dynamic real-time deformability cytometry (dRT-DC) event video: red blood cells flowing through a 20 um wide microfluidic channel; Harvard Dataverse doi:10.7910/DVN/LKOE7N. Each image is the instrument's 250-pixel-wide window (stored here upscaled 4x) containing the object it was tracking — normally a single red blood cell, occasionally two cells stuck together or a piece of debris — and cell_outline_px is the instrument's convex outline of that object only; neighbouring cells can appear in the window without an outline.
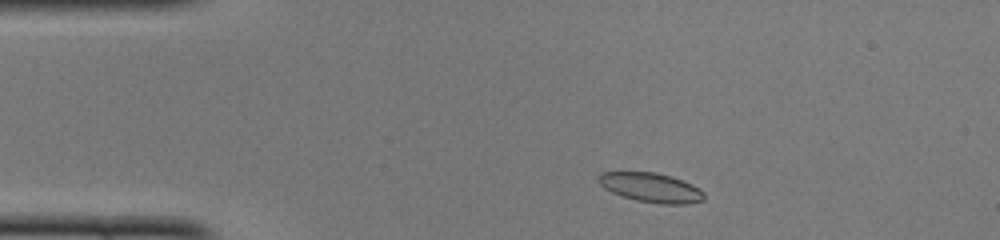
{"species": "common noctule bat (a hibernating species)", "species_latin": "Nyctalus noctula", "temperature_condition": "cold", "stored_images_in_passage": 42, "camera_frame_rate_fps": 3000, "um_per_image_px": 0.085, "animal": {"sex": "female", "body_mass_g": 22.0, "forearm_length_mm": 56.7}, "frame": {"image": 1, "passage_image": 2, "time_ms": 0.333, "image_size_px": [1000, 240], "cell_outline_px": [[704, 200], [688, 204], [660, 204], [636, 200], [612, 192], [604, 188], [596, 180], [596, 176], [600, 172], [656, 172], [672, 176], [692, 184], [700, 188], [704, 192]], "centroid_in_image_um": [55.33, 15.93], "position_along_channel_um": 29.7, "area_um2": 18.26}}
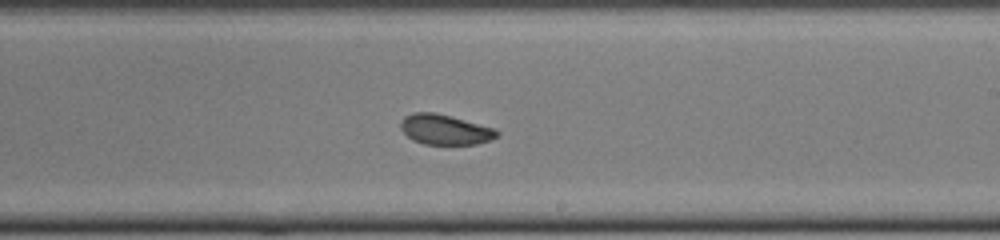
{"frame": {"image": 2, "passage_image": 22, "time_ms": 7.0, "image_size_px": [1000, 240], "cell_outline_px": [[500, 136], [476, 144], [424, 144], [412, 140], [400, 128], [400, 120], [404, 116], [412, 112], [436, 112], [496, 128], [500, 132]], "centroid_in_image_um": [37.82, 11.0], "position_along_channel_um": 251.2, "area_um2": 17.11}}
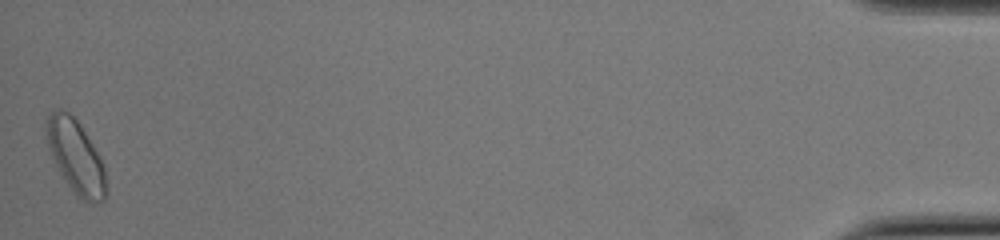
{"frame": {"image": 3, "passage_image": 42, "time_ms": 13.667, "image_size_px": [1000, 240], "cell_outline_px": [[108, 192], [104, 200], [92, 204], [76, 196], [60, 172], [52, 156], [48, 144], [44, 128], [48, 116], [56, 108], [60, 108], [68, 112], [80, 124], [92, 144], [104, 168], [108, 188]], "centroid_in_image_um": [6.45, 13.33], "position_along_channel_um": 428.8, "area_um2": 25.32}, "authors_computed_cell_mechanics": {"area_um2": 17.8602, "velocity_mm_per_s": 4.0651, "shape_relaxation_time_tau1_ms": 10.8625, "shape_relaxation_time_tau2_ms": 2.827, "deformation_change_tau1": 0.1471, "deformation_change_tau2": 0.0677}}